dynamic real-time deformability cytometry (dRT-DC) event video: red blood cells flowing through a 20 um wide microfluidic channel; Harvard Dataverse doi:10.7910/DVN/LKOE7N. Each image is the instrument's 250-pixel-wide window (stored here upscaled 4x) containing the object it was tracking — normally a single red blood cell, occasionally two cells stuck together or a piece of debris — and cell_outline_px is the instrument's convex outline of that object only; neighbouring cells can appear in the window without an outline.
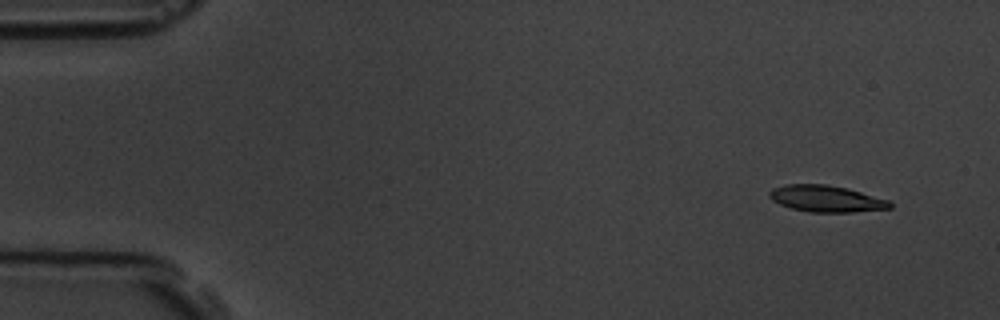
{"species": "common noctule bat (a hibernating species)", "species_latin": "Nyctalus noctula", "temperature_condition": "room temperature", "stored_images_in_passage": 9, "camera_frame_rate_fps": 3000, "um_per_image_px": 0.085, "animal": {"sex": "male", "body_mass_g": 19.5, "forearm_length_mm": 54.6}, "frame": {"image": 1, "passage_image": 1, "time_ms": 0.0, "image_size_px": [1000, 320], "cell_outline_px": [[892, 208], [852, 212], [808, 212], [792, 208], [780, 204], [772, 200], [768, 196], [768, 192], [772, 188], [784, 184], [824, 184], [848, 188], [892, 200]], "centroid_in_image_um": [70.25, 16.88], "position_along_channel_um": 14.7, "area_um2": 18.9}}
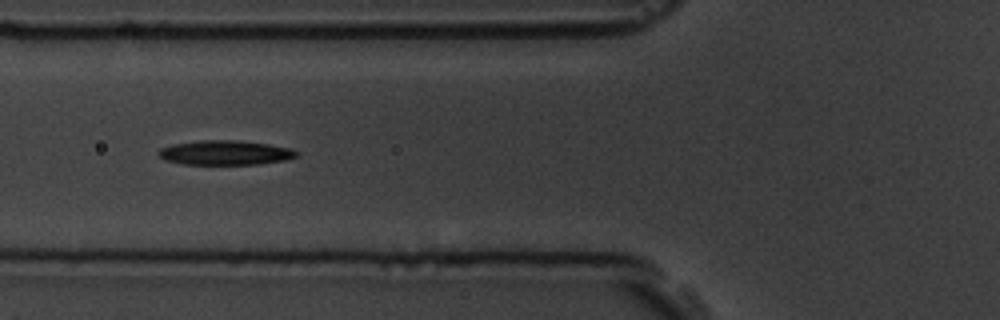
{"frame": {"image": 2, "passage_image": 6, "time_ms": 5.667, "image_size_px": [1000, 320], "cell_outline_px": [[300, 156], [288, 160], [260, 164], [184, 164], [164, 160], [156, 152], [160, 148], [172, 144], [200, 140], [240, 140], [268, 144], [292, 148]], "centroid_in_image_um": [19.16, 12.98], "position_along_channel_um": 106.6, "area_um2": 19.94}}
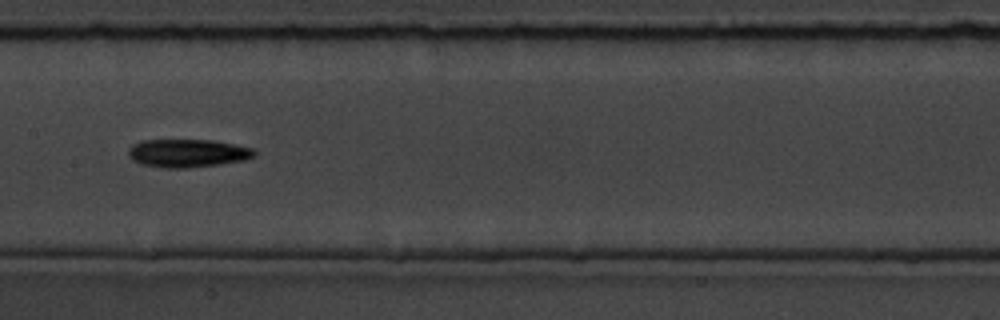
{"frame": {"image": 3, "passage_image": 8, "time_ms": 8.0, "image_size_px": [1000, 320], "cell_outline_px": [[256, 156], [244, 160], [220, 164], [188, 168], [164, 168], [144, 164], [132, 160], [128, 156], [128, 148], [132, 144], [140, 140], [212, 140], [236, 144], [252, 148], [256, 152]], "centroid_in_image_um": [15.94, 13.01], "position_along_channel_um": 191.5, "area_um2": 20.81}}